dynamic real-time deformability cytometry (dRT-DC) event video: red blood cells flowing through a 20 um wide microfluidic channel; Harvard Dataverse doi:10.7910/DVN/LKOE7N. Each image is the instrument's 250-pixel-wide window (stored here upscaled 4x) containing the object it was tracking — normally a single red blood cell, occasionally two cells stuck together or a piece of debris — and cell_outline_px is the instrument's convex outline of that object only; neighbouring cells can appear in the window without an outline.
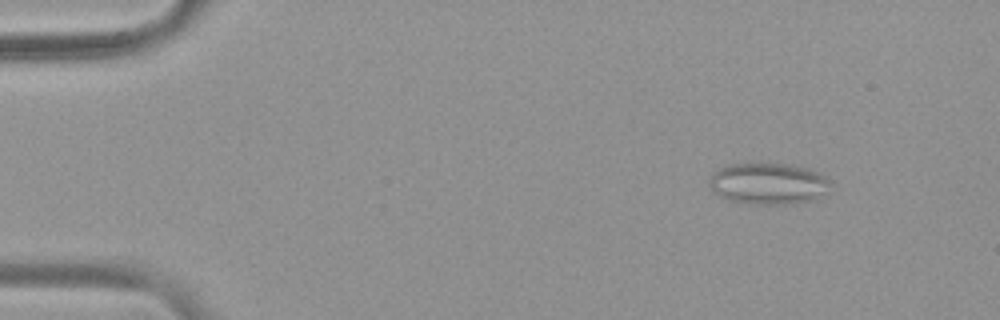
{"species": "common noctule bat (a hibernating species)", "species_latin": "Nyctalus noctula", "temperature_condition": "warm", "stored_images_in_passage": 55, "camera_frame_rate_fps": 3000, "um_per_image_px": 0.085, "animal": {"sex": "female", "body_mass_g": 19.9}, "frame": {"image": 1, "passage_image": 7, "time_ms": 2.0, "image_size_px": [1000, 320], "cell_outline_px": [[828, 192], [816, 200], [796, 204], [752, 204], [728, 200], [712, 192], [708, 184], [708, 180], [712, 172], [728, 164], [788, 164], [808, 168], [824, 176], [828, 180]], "centroid_in_image_um": [65.28, 15.63], "position_along_channel_um": 19.7, "area_um2": 29.54}}
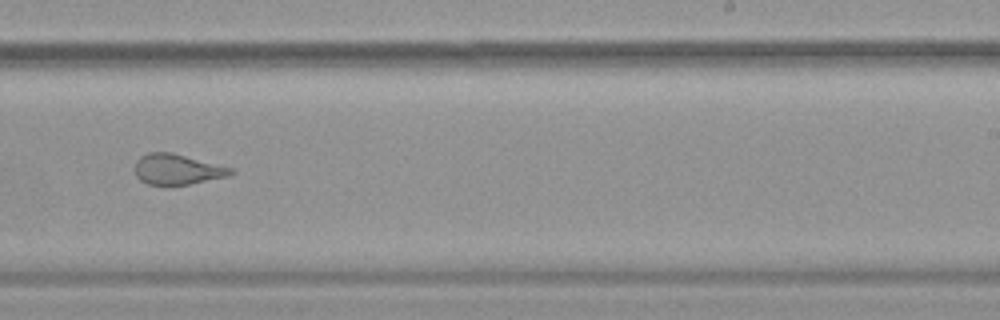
{"frame": {"image": 2, "passage_image": 35, "time_ms": 11.333, "image_size_px": [1000, 320], "cell_outline_px": [[236, 172], [228, 176], [168, 188], [164, 188], [148, 184], [140, 180], [136, 176], [136, 160], [140, 156], [148, 152], [172, 152], [236, 168]], "centroid_in_image_um": [15.09, 14.42], "position_along_channel_um": 273.9, "area_um2": 17.74}}
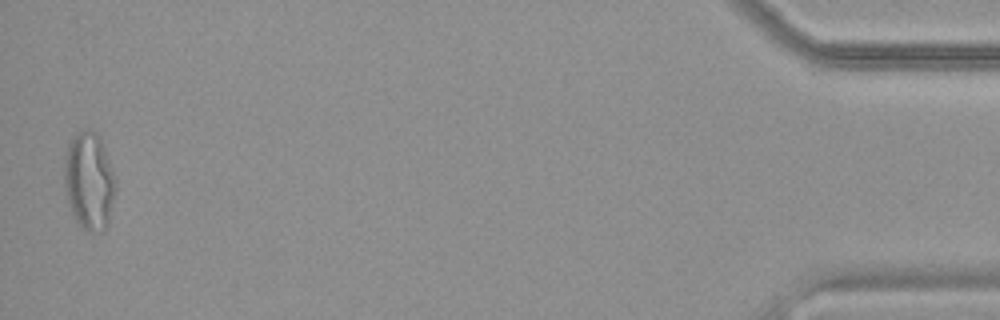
{"frame": {"image": 3, "passage_image": 54, "time_ms": 17.667, "image_size_px": [1000, 320], "cell_outline_px": [[116, 188], [108, 220], [104, 228], [100, 232], [88, 232], [80, 228], [68, 204], [64, 184], [64, 164], [68, 144], [84, 128], [92, 128], [100, 136], [116, 180]], "centroid_in_image_um": [7.57, 15.38], "position_along_channel_um": 427.6, "area_um2": 29.19}, "authors_computed_cell_mechanics": {"area_um2": 23.4668, "velocity_mm_per_s": 3.7682, "shape_relaxation_time_tau1_ms": null, "shape_relaxation_time_tau2_ms": 0.916, "deformation_change_tau1": null, "deformation_change_tau2": 0.0938}}